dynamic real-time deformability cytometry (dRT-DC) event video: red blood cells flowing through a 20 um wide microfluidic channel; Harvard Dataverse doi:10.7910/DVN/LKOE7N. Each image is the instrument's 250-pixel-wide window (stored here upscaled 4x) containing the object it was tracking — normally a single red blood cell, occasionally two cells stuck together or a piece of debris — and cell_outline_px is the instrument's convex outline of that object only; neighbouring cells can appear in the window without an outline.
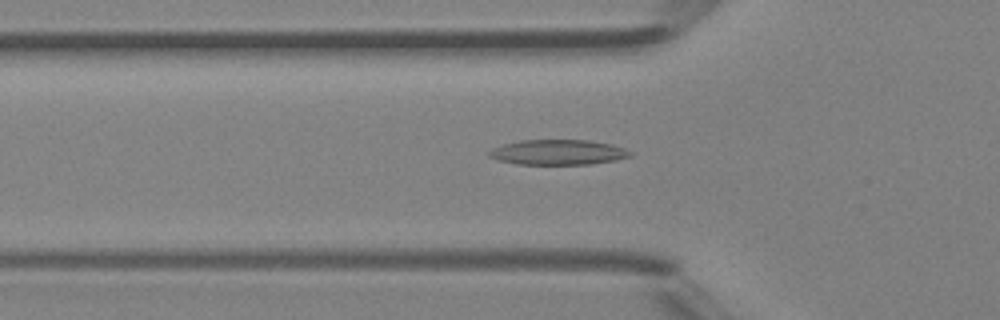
{"species": "Egyptian fruit bat (a non-hibernating species)", "species_latin": "Rousettus aegyptiacus", "temperature_condition": "room temperature", "stored_images_in_passage": 47, "camera_frame_rate_fps": 3000, "um_per_image_px": 0.085, "animal": {"sex": "female"}, "frame": {"image": 1, "passage_image": 16, "time_ms": 5.0, "image_size_px": [1000, 320], "cell_outline_px": [[632, 156], [616, 160], [588, 164], [516, 164], [500, 160], [488, 156], [488, 152], [492, 148], [504, 144], [520, 140], [588, 140], [608, 144], [624, 148], [632, 152]], "centroid_in_image_um": [47.42, 12.94], "position_along_channel_um": 78.4, "area_um2": 20.52}}
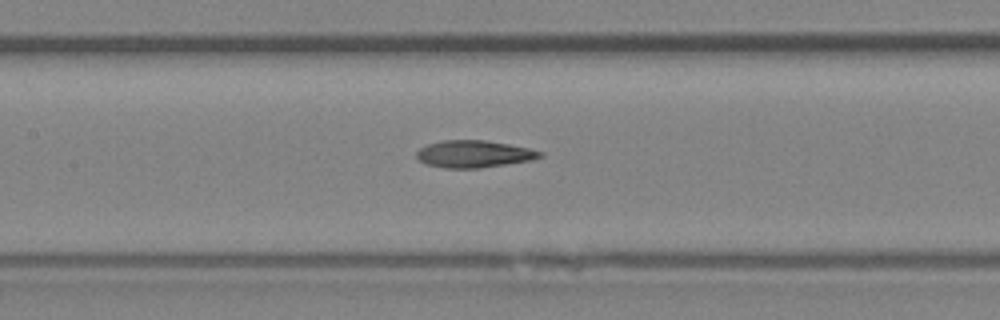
{"frame": {"image": 2, "passage_image": 22, "time_ms": 7.0, "image_size_px": [1000, 320], "cell_outline_px": [[544, 156], [532, 160], [480, 168], [444, 168], [428, 164], [420, 160], [416, 156], [416, 152], [420, 148], [428, 144], [444, 140], [484, 140], [508, 144], [528, 148], [544, 152]], "centroid_in_image_um": [40.31, 13.09], "position_along_channel_um": 167.1, "area_um2": 19.42}}
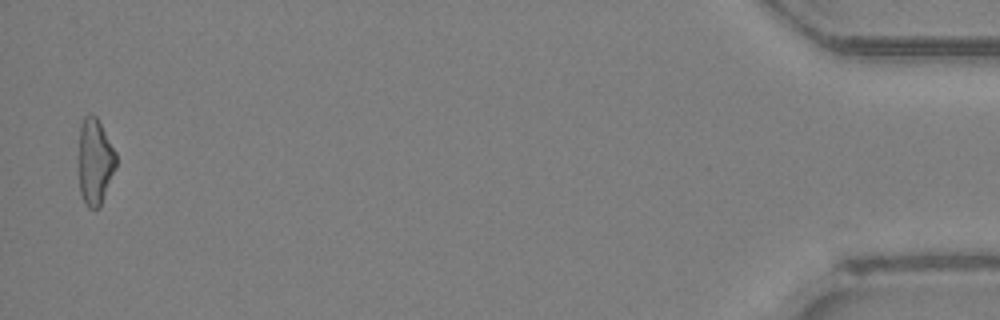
{"frame": {"image": 3, "passage_image": 46, "time_ms": 15.0, "image_size_px": [1000, 320], "cell_outline_px": [[116, 168], [100, 208], [88, 208], [84, 204], [80, 192], [80, 124], [84, 116], [88, 112], [96, 116], [116, 152]], "centroid_in_image_um": [8.09, 13.75], "position_along_channel_um": 427.1, "area_um2": 18.73}, "authors_computed_cell_mechanics": {"area_um2": 19.5364, "velocity_mm_per_s": 4.4368, "shape_relaxation_time_tau1_ms": 5.6366, "shape_relaxation_time_tau2_ms": 4.4315, "deformation_change_tau1": 0.1873, "deformation_change_tau2": 0.1569}}